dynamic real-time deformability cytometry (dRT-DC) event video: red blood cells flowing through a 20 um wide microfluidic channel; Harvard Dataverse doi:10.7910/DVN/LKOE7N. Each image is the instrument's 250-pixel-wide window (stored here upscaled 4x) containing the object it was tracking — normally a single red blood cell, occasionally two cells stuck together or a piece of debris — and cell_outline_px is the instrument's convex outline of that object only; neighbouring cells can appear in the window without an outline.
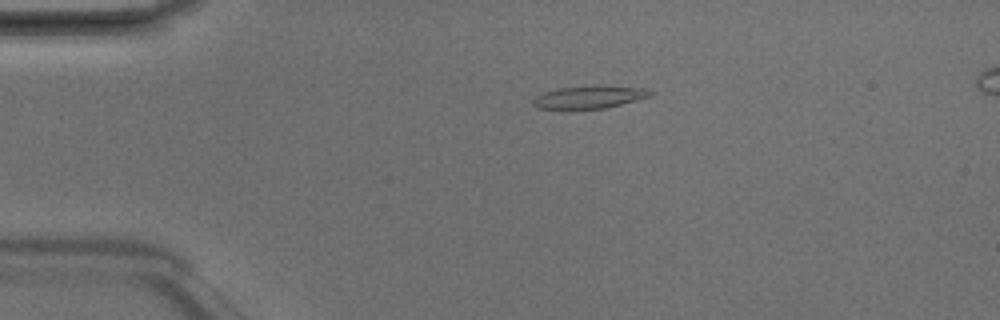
{"species": "Egyptian fruit bat (a non-hibernating species)", "species_latin": "Rousettus aegyptiacus", "temperature_condition": "room temperature", "stored_images_in_passage": 5, "camera_frame_rate_fps": 3000, "um_per_image_px": 0.085, "animal": {"sex": "male"}, "frame": {"image": 1, "passage_image": 5, "time_ms": 1.333, "image_size_px": [1000, 320], "cell_outline_px": [[656, 92], [652, 96], [604, 108], [568, 112], [564, 112], [536, 108], [532, 104], [532, 100], [536, 96], [544, 92], [560, 88], [596, 84], [644, 88]], "centroid_in_image_um": [50.02, 8.29], "position_along_channel_um": 35.0, "area_um2": 16.59}}